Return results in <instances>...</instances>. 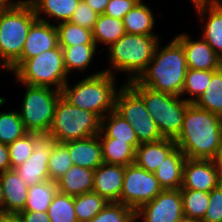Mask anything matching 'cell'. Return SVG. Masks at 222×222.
I'll return each mask as SVG.
<instances>
[{"label":"cell","instance_id":"52a82bcc","mask_svg":"<svg viewBox=\"0 0 222 222\" xmlns=\"http://www.w3.org/2000/svg\"><path fill=\"white\" fill-rule=\"evenodd\" d=\"M37 20L27 0L12 9H0V60L10 68L20 57L31 25Z\"/></svg>","mask_w":222,"mask_h":222},{"label":"cell","instance_id":"e575fe53","mask_svg":"<svg viewBox=\"0 0 222 222\" xmlns=\"http://www.w3.org/2000/svg\"><path fill=\"white\" fill-rule=\"evenodd\" d=\"M26 133L17 109L0 111V143L9 145Z\"/></svg>","mask_w":222,"mask_h":222},{"label":"cell","instance_id":"2e32d148","mask_svg":"<svg viewBox=\"0 0 222 222\" xmlns=\"http://www.w3.org/2000/svg\"><path fill=\"white\" fill-rule=\"evenodd\" d=\"M58 45L56 25L37 19L28 31L21 57L9 68V72L12 73L24 60L36 57Z\"/></svg>","mask_w":222,"mask_h":222},{"label":"cell","instance_id":"b9f144b4","mask_svg":"<svg viewBox=\"0 0 222 222\" xmlns=\"http://www.w3.org/2000/svg\"><path fill=\"white\" fill-rule=\"evenodd\" d=\"M96 13L85 1L81 0L73 12L70 22L83 28L92 30L98 18Z\"/></svg>","mask_w":222,"mask_h":222},{"label":"cell","instance_id":"74e56055","mask_svg":"<svg viewBox=\"0 0 222 222\" xmlns=\"http://www.w3.org/2000/svg\"><path fill=\"white\" fill-rule=\"evenodd\" d=\"M89 222H137L136 210L119 202H108Z\"/></svg>","mask_w":222,"mask_h":222},{"label":"cell","instance_id":"d6986e66","mask_svg":"<svg viewBox=\"0 0 222 222\" xmlns=\"http://www.w3.org/2000/svg\"><path fill=\"white\" fill-rule=\"evenodd\" d=\"M73 165L95 170L103 163L99 135L64 143Z\"/></svg>","mask_w":222,"mask_h":222},{"label":"cell","instance_id":"8d00e7d4","mask_svg":"<svg viewBox=\"0 0 222 222\" xmlns=\"http://www.w3.org/2000/svg\"><path fill=\"white\" fill-rule=\"evenodd\" d=\"M47 215L50 222H78L74 211V197L58 191L47 210Z\"/></svg>","mask_w":222,"mask_h":222},{"label":"cell","instance_id":"7dc6e473","mask_svg":"<svg viewBox=\"0 0 222 222\" xmlns=\"http://www.w3.org/2000/svg\"><path fill=\"white\" fill-rule=\"evenodd\" d=\"M27 0H0V9H12L21 6Z\"/></svg>","mask_w":222,"mask_h":222},{"label":"cell","instance_id":"3957f363","mask_svg":"<svg viewBox=\"0 0 222 222\" xmlns=\"http://www.w3.org/2000/svg\"><path fill=\"white\" fill-rule=\"evenodd\" d=\"M98 70L83 76L74 84H70L72 82L69 79L61 94L71 105L90 111L102 119L114 111L117 93L124 82L121 84L118 82L119 77L106 73L103 69Z\"/></svg>","mask_w":222,"mask_h":222},{"label":"cell","instance_id":"1f68e13d","mask_svg":"<svg viewBox=\"0 0 222 222\" xmlns=\"http://www.w3.org/2000/svg\"><path fill=\"white\" fill-rule=\"evenodd\" d=\"M194 104L219 116L222 114V67L212 75L208 87Z\"/></svg>","mask_w":222,"mask_h":222},{"label":"cell","instance_id":"681fc988","mask_svg":"<svg viewBox=\"0 0 222 222\" xmlns=\"http://www.w3.org/2000/svg\"><path fill=\"white\" fill-rule=\"evenodd\" d=\"M217 168V171L219 173L220 178L222 179V148L221 150L216 154L215 158L213 159Z\"/></svg>","mask_w":222,"mask_h":222},{"label":"cell","instance_id":"83f0119b","mask_svg":"<svg viewBox=\"0 0 222 222\" xmlns=\"http://www.w3.org/2000/svg\"><path fill=\"white\" fill-rule=\"evenodd\" d=\"M124 34H126V31L122 20L105 14L98 15L92 29L93 40L101 52H104Z\"/></svg>","mask_w":222,"mask_h":222},{"label":"cell","instance_id":"f5cc1de1","mask_svg":"<svg viewBox=\"0 0 222 222\" xmlns=\"http://www.w3.org/2000/svg\"><path fill=\"white\" fill-rule=\"evenodd\" d=\"M178 222H198V221L192 220L190 218L183 217Z\"/></svg>","mask_w":222,"mask_h":222},{"label":"cell","instance_id":"ffe728a7","mask_svg":"<svg viewBox=\"0 0 222 222\" xmlns=\"http://www.w3.org/2000/svg\"><path fill=\"white\" fill-rule=\"evenodd\" d=\"M177 147L173 139L163 138L156 142L141 143L136 148L135 164L148 172L154 173Z\"/></svg>","mask_w":222,"mask_h":222},{"label":"cell","instance_id":"ba28073f","mask_svg":"<svg viewBox=\"0 0 222 222\" xmlns=\"http://www.w3.org/2000/svg\"><path fill=\"white\" fill-rule=\"evenodd\" d=\"M25 91L21 106L17 109L28 132L48 133L53 122L56 104L62 96L61 91L51 87L32 86L23 83ZM21 84V85H20Z\"/></svg>","mask_w":222,"mask_h":222},{"label":"cell","instance_id":"bcb514c9","mask_svg":"<svg viewBox=\"0 0 222 222\" xmlns=\"http://www.w3.org/2000/svg\"><path fill=\"white\" fill-rule=\"evenodd\" d=\"M99 15L104 14L110 0H83Z\"/></svg>","mask_w":222,"mask_h":222},{"label":"cell","instance_id":"8fae6325","mask_svg":"<svg viewBox=\"0 0 222 222\" xmlns=\"http://www.w3.org/2000/svg\"><path fill=\"white\" fill-rule=\"evenodd\" d=\"M163 191L154 173L135 163L125 166L120 203L137 210Z\"/></svg>","mask_w":222,"mask_h":222},{"label":"cell","instance_id":"8992f818","mask_svg":"<svg viewBox=\"0 0 222 222\" xmlns=\"http://www.w3.org/2000/svg\"><path fill=\"white\" fill-rule=\"evenodd\" d=\"M11 75L15 83L51 87L58 91L71 78L64 67L63 51L59 45L24 60Z\"/></svg>","mask_w":222,"mask_h":222},{"label":"cell","instance_id":"836d02e7","mask_svg":"<svg viewBox=\"0 0 222 222\" xmlns=\"http://www.w3.org/2000/svg\"><path fill=\"white\" fill-rule=\"evenodd\" d=\"M108 201L99 194L91 191L74 196V211L78 222H89L106 205Z\"/></svg>","mask_w":222,"mask_h":222},{"label":"cell","instance_id":"cb8c5ba5","mask_svg":"<svg viewBox=\"0 0 222 222\" xmlns=\"http://www.w3.org/2000/svg\"><path fill=\"white\" fill-rule=\"evenodd\" d=\"M60 193L78 196L93 191L94 170L73 165L57 181Z\"/></svg>","mask_w":222,"mask_h":222},{"label":"cell","instance_id":"db71d44e","mask_svg":"<svg viewBox=\"0 0 222 222\" xmlns=\"http://www.w3.org/2000/svg\"><path fill=\"white\" fill-rule=\"evenodd\" d=\"M190 4L198 3V2H205V1H213V0H189Z\"/></svg>","mask_w":222,"mask_h":222},{"label":"cell","instance_id":"f546056e","mask_svg":"<svg viewBox=\"0 0 222 222\" xmlns=\"http://www.w3.org/2000/svg\"><path fill=\"white\" fill-rule=\"evenodd\" d=\"M58 192L57 182L45 180L28 188L23 211L47 212L54 195Z\"/></svg>","mask_w":222,"mask_h":222},{"label":"cell","instance_id":"60d3db41","mask_svg":"<svg viewBox=\"0 0 222 222\" xmlns=\"http://www.w3.org/2000/svg\"><path fill=\"white\" fill-rule=\"evenodd\" d=\"M209 206L201 222H222V182L209 192Z\"/></svg>","mask_w":222,"mask_h":222},{"label":"cell","instance_id":"f6af8a7d","mask_svg":"<svg viewBox=\"0 0 222 222\" xmlns=\"http://www.w3.org/2000/svg\"><path fill=\"white\" fill-rule=\"evenodd\" d=\"M11 169L8 145L0 143V175Z\"/></svg>","mask_w":222,"mask_h":222},{"label":"cell","instance_id":"9c48e42d","mask_svg":"<svg viewBox=\"0 0 222 222\" xmlns=\"http://www.w3.org/2000/svg\"><path fill=\"white\" fill-rule=\"evenodd\" d=\"M101 119L94 113L71 105L62 96L59 98L48 134L56 142L84 139L100 132Z\"/></svg>","mask_w":222,"mask_h":222},{"label":"cell","instance_id":"d4e9b609","mask_svg":"<svg viewBox=\"0 0 222 222\" xmlns=\"http://www.w3.org/2000/svg\"><path fill=\"white\" fill-rule=\"evenodd\" d=\"M64 67L69 76H75L74 73H83L85 75V70H91L93 61L96 59L97 55L102 52L96 46V44H80L70 47L62 48ZM98 52V54H96Z\"/></svg>","mask_w":222,"mask_h":222},{"label":"cell","instance_id":"277c9868","mask_svg":"<svg viewBox=\"0 0 222 222\" xmlns=\"http://www.w3.org/2000/svg\"><path fill=\"white\" fill-rule=\"evenodd\" d=\"M161 39L160 35L124 34L106 49L108 66L103 71L114 76L124 73V83L137 80L147 69Z\"/></svg>","mask_w":222,"mask_h":222},{"label":"cell","instance_id":"9a60e30c","mask_svg":"<svg viewBox=\"0 0 222 222\" xmlns=\"http://www.w3.org/2000/svg\"><path fill=\"white\" fill-rule=\"evenodd\" d=\"M198 36L194 39L189 32H181L174 36L182 44L187 67L196 70H219L222 67V59L199 34Z\"/></svg>","mask_w":222,"mask_h":222},{"label":"cell","instance_id":"ee69618b","mask_svg":"<svg viewBox=\"0 0 222 222\" xmlns=\"http://www.w3.org/2000/svg\"><path fill=\"white\" fill-rule=\"evenodd\" d=\"M19 215L23 222H50L47 212L20 211Z\"/></svg>","mask_w":222,"mask_h":222},{"label":"cell","instance_id":"e0dca14e","mask_svg":"<svg viewBox=\"0 0 222 222\" xmlns=\"http://www.w3.org/2000/svg\"><path fill=\"white\" fill-rule=\"evenodd\" d=\"M221 182L214 160L186 158L183 167V184L180 189L210 192Z\"/></svg>","mask_w":222,"mask_h":222},{"label":"cell","instance_id":"ab89813d","mask_svg":"<svg viewBox=\"0 0 222 222\" xmlns=\"http://www.w3.org/2000/svg\"><path fill=\"white\" fill-rule=\"evenodd\" d=\"M11 169L24 163L33 152V132H28L8 145Z\"/></svg>","mask_w":222,"mask_h":222},{"label":"cell","instance_id":"7402d4cb","mask_svg":"<svg viewBox=\"0 0 222 222\" xmlns=\"http://www.w3.org/2000/svg\"><path fill=\"white\" fill-rule=\"evenodd\" d=\"M38 20L57 25L70 21L81 0H28Z\"/></svg>","mask_w":222,"mask_h":222},{"label":"cell","instance_id":"d590c367","mask_svg":"<svg viewBox=\"0 0 222 222\" xmlns=\"http://www.w3.org/2000/svg\"><path fill=\"white\" fill-rule=\"evenodd\" d=\"M56 27L61 48L80 44H95L92 30L78 26L70 21L59 23Z\"/></svg>","mask_w":222,"mask_h":222},{"label":"cell","instance_id":"816d5d0a","mask_svg":"<svg viewBox=\"0 0 222 222\" xmlns=\"http://www.w3.org/2000/svg\"><path fill=\"white\" fill-rule=\"evenodd\" d=\"M1 71H3L5 74H10L9 68L0 60V73H2Z\"/></svg>","mask_w":222,"mask_h":222},{"label":"cell","instance_id":"7bdbcfd3","mask_svg":"<svg viewBox=\"0 0 222 222\" xmlns=\"http://www.w3.org/2000/svg\"><path fill=\"white\" fill-rule=\"evenodd\" d=\"M139 1L140 0H110L104 14L122 20L126 13Z\"/></svg>","mask_w":222,"mask_h":222},{"label":"cell","instance_id":"f35d334b","mask_svg":"<svg viewBox=\"0 0 222 222\" xmlns=\"http://www.w3.org/2000/svg\"><path fill=\"white\" fill-rule=\"evenodd\" d=\"M72 166L73 162L70 158L67 146L64 143L56 142L49 158V180L57 181Z\"/></svg>","mask_w":222,"mask_h":222},{"label":"cell","instance_id":"44dd1931","mask_svg":"<svg viewBox=\"0 0 222 222\" xmlns=\"http://www.w3.org/2000/svg\"><path fill=\"white\" fill-rule=\"evenodd\" d=\"M4 193V213H19L24 210L28 194V186L14 169L0 175Z\"/></svg>","mask_w":222,"mask_h":222},{"label":"cell","instance_id":"f907efd6","mask_svg":"<svg viewBox=\"0 0 222 222\" xmlns=\"http://www.w3.org/2000/svg\"><path fill=\"white\" fill-rule=\"evenodd\" d=\"M0 212H4V193L0 182Z\"/></svg>","mask_w":222,"mask_h":222},{"label":"cell","instance_id":"6da1fadb","mask_svg":"<svg viewBox=\"0 0 222 222\" xmlns=\"http://www.w3.org/2000/svg\"><path fill=\"white\" fill-rule=\"evenodd\" d=\"M174 141L188 159L213 160L222 148L220 116L191 103L186 108L182 129Z\"/></svg>","mask_w":222,"mask_h":222},{"label":"cell","instance_id":"5bb4252c","mask_svg":"<svg viewBox=\"0 0 222 222\" xmlns=\"http://www.w3.org/2000/svg\"><path fill=\"white\" fill-rule=\"evenodd\" d=\"M200 23V36L222 59V0L198 2L192 4Z\"/></svg>","mask_w":222,"mask_h":222},{"label":"cell","instance_id":"7c38bea8","mask_svg":"<svg viewBox=\"0 0 222 222\" xmlns=\"http://www.w3.org/2000/svg\"><path fill=\"white\" fill-rule=\"evenodd\" d=\"M55 143V138L50 134L33 132L31 156L14 169L28 187L49 180V158Z\"/></svg>","mask_w":222,"mask_h":222},{"label":"cell","instance_id":"603a6c76","mask_svg":"<svg viewBox=\"0 0 222 222\" xmlns=\"http://www.w3.org/2000/svg\"><path fill=\"white\" fill-rule=\"evenodd\" d=\"M146 0H140L130 11L123 17L122 22L125 31L128 34L140 35H159L156 30V13Z\"/></svg>","mask_w":222,"mask_h":222},{"label":"cell","instance_id":"4dcf8cb0","mask_svg":"<svg viewBox=\"0 0 222 222\" xmlns=\"http://www.w3.org/2000/svg\"><path fill=\"white\" fill-rule=\"evenodd\" d=\"M216 71L217 70H196L188 68L180 96L186 102L195 103L208 87L211 77Z\"/></svg>","mask_w":222,"mask_h":222},{"label":"cell","instance_id":"f1b7e54d","mask_svg":"<svg viewBox=\"0 0 222 222\" xmlns=\"http://www.w3.org/2000/svg\"><path fill=\"white\" fill-rule=\"evenodd\" d=\"M99 138L104 163L127 166L135 162L136 150L126 141H116L109 137Z\"/></svg>","mask_w":222,"mask_h":222},{"label":"cell","instance_id":"5b68a950","mask_svg":"<svg viewBox=\"0 0 222 222\" xmlns=\"http://www.w3.org/2000/svg\"><path fill=\"white\" fill-rule=\"evenodd\" d=\"M128 84L142 97L147 112L156 122L163 138L175 140L182 129L186 108L191 103L181 96L154 91L137 80Z\"/></svg>","mask_w":222,"mask_h":222},{"label":"cell","instance_id":"4fadbf2b","mask_svg":"<svg viewBox=\"0 0 222 222\" xmlns=\"http://www.w3.org/2000/svg\"><path fill=\"white\" fill-rule=\"evenodd\" d=\"M183 217L180 189L163 190L136 210L137 222H178Z\"/></svg>","mask_w":222,"mask_h":222},{"label":"cell","instance_id":"484cf974","mask_svg":"<svg viewBox=\"0 0 222 222\" xmlns=\"http://www.w3.org/2000/svg\"><path fill=\"white\" fill-rule=\"evenodd\" d=\"M185 160L184 153L176 147L154 172L163 190L180 189L182 187Z\"/></svg>","mask_w":222,"mask_h":222},{"label":"cell","instance_id":"30bf717a","mask_svg":"<svg viewBox=\"0 0 222 222\" xmlns=\"http://www.w3.org/2000/svg\"><path fill=\"white\" fill-rule=\"evenodd\" d=\"M114 111L131 124L140 144L163 139L142 97L128 83L119 89Z\"/></svg>","mask_w":222,"mask_h":222},{"label":"cell","instance_id":"7a4b0ae2","mask_svg":"<svg viewBox=\"0 0 222 222\" xmlns=\"http://www.w3.org/2000/svg\"><path fill=\"white\" fill-rule=\"evenodd\" d=\"M162 42H158L151 62L137 81L154 91L180 96L188 70L185 52L175 37L167 44Z\"/></svg>","mask_w":222,"mask_h":222},{"label":"cell","instance_id":"ac0fdd59","mask_svg":"<svg viewBox=\"0 0 222 222\" xmlns=\"http://www.w3.org/2000/svg\"><path fill=\"white\" fill-rule=\"evenodd\" d=\"M125 166L102 163L94 170L93 192L108 202H119L124 180Z\"/></svg>","mask_w":222,"mask_h":222},{"label":"cell","instance_id":"4316f807","mask_svg":"<svg viewBox=\"0 0 222 222\" xmlns=\"http://www.w3.org/2000/svg\"><path fill=\"white\" fill-rule=\"evenodd\" d=\"M99 137L114 138L116 141H126L135 150L140 144L131 124L115 111L109 112L101 119Z\"/></svg>","mask_w":222,"mask_h":222},{"label":"cell","instance_id":"d6a6232c","mask_svg":"<svg viewBox=\"0 0 222 222\" xmlns=\"http://www.w3.org/2000/svg\"><path fill=\"white\" fill-rule=\"evenodd\" d=\"M184 217L201 222L209 206V192L180 189Z\"/></svg>","mask_w":222,"mask_h":222},{"label":"cell","instance_id":"c3c4849f","mask_svg":"<svg viewBox=\"0 0 222 222\" xmlns=\"http://www.w3.org/2000/svg\"><path fill=\"white\" fill-rule=\"evenodd\" d=\"M0 222H23L19 213H1Z\"/></svg>","mask_w":222,"mask_h":222}]
</instances>
